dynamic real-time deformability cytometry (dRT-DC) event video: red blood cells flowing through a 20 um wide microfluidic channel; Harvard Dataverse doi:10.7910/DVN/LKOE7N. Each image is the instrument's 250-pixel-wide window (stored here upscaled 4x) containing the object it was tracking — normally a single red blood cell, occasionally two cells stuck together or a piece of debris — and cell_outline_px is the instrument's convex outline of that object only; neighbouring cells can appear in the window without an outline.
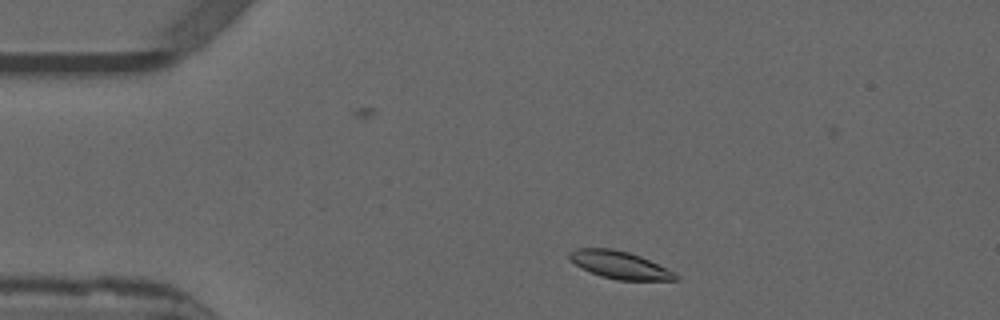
{"species": "common noctule bat (a hibernating species)", "species_latin": "Nyctalus noctula", "temperature_condition": "warm", "stored_images_in_passage": 48, "camera_frame_rate_fps": 3000, "um_per_image_px": 0.085, "animal": {"sex": "male", "forearm_length_mm": 52.5}, "frame": {"image": 1, "passage_image": 4, "time_ms": 1.0, "image_size_px": [1000, 320], "cell_outline_px": [[680, 276], [676, 280], [616, 280], [600, 276], [580, 268], [568, 256], [568, 252], [576, 248], [612, 248], [628, 252], [640, 256], [676, 272]], "centroid_in_image_um": [52.68, 22.52], "position_along_channel_um": 32.3, "area_um2": 17.11}}
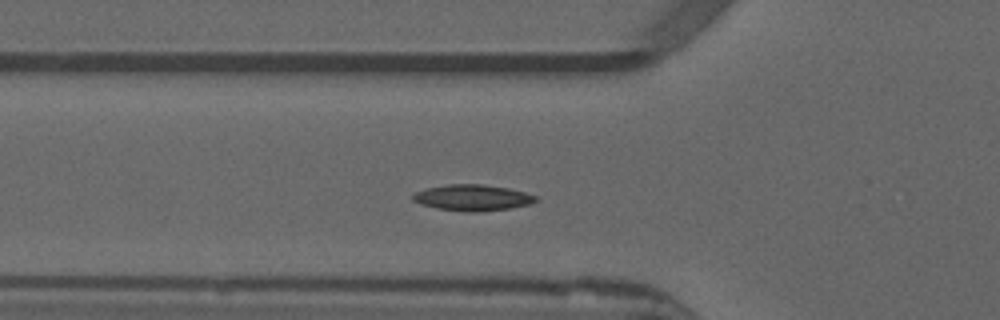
{"frame": {"image": 2, "passage_image": 12, "time_ms": 3.667, "image_size_px": [1000, 320], "cell_outline_px": [[536, 200], [528, 204], [512, 208], [480, 212], [468, 212], [436, 208], [420, 204], [412, 200], [412, 196], [416, 192], [424, 188], [448, 184], [484, 184], [508, 188], [524, 192], [536, 196]], "centroid_in_image_um": [40.12, 16.8], "position_along_channel_um": 85.7, "area_um2": 18.73}}
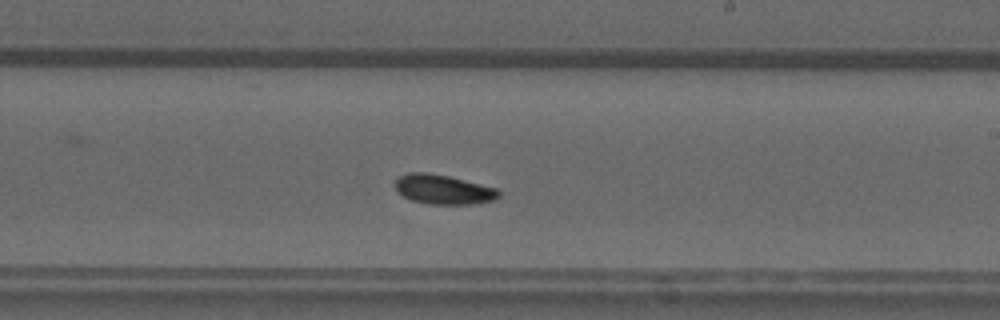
{"frame": {"image": 3, "passage_image": 25, "time_ms": 8.0, "image_size_px": [1000, 320], "cell_outline_px": [[500, 196], [496, 200], [476, 204], [428, 204], [412, 200], [404, 196], [392, 184], [400, 176], [408, 172], [424, 172], [448, 176], [496, 188], [500, 192]], "centroid_in_image_um": [37.69, 16.11], "position_along_channel_um": 251.3, "area_um2": 17.8}, "authors_computed_cell_mechanics": {"area_um2": 17.2244, "velocity_mm_per_s": 3.826, "shape_relaxation_time_tau1_ms": 3.4545, "shape_relaxation_time_tau2_ms": 5.3079, "deformation_change_tau1": 0.0979, "deformation_change_tau2": 0.0947}}